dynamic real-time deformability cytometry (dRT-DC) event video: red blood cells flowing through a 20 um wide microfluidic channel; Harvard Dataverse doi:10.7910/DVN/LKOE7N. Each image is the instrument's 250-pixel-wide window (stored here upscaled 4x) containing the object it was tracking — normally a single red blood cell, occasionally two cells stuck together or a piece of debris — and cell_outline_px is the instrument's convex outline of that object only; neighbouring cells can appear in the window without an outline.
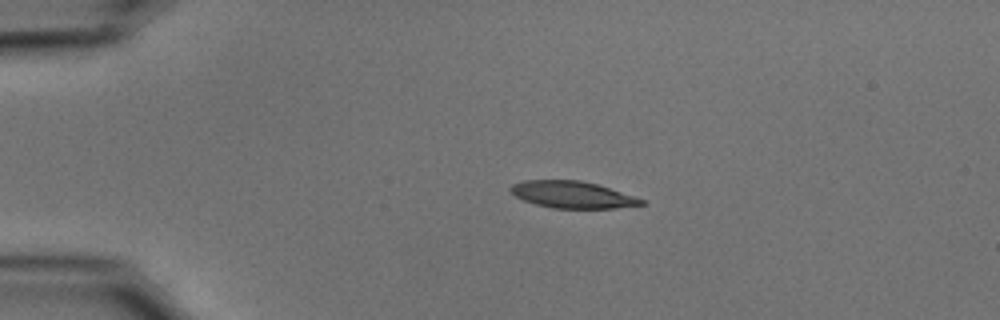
{"species": "common noctule bat (a hibernating species)", "species_latin": "Nyctalus noctula", "temperature_condition": "cold", "stored_images_in_passage": 43, "camera_frame_rate_fps": 3000, "um_per_image_px": 0.085, "animal": {"sex": "male", "body_mass_g": 15.6}, "frame": {"image": 1, "passage_image": 1, "time_ms": 0.0, "image_size_px": [1000, 320], "cell_outline_px": [[648, 204], [616, 208], [552, 208], [536, 204], [524, 200], [516, 196], [508, 188], [512, 184], [524, 180], [580, 180], [596, 184], [644, 200]], "centroid_in_image_um": [48.63, 16.55], "position_along_channel_um": 36.4, "area_um2": 20.23}}
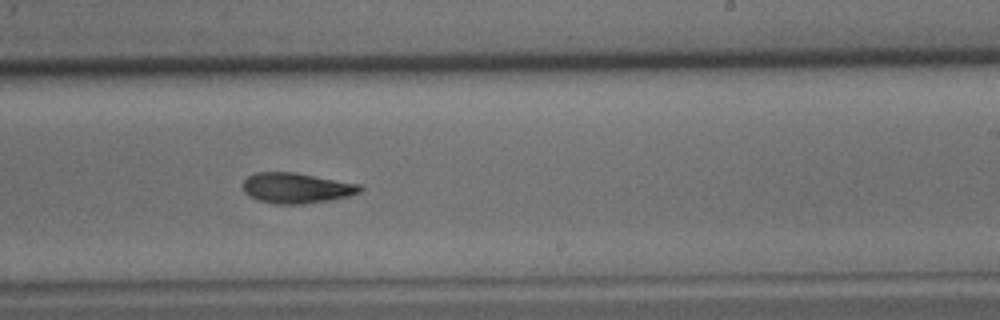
{"frame": {"image": 2, "passage_image": 23, "time_ms": 7.333, "image_size_px": [1000, 320], "cell_outline_px": [[364, 188], [360, 192], [348, 196], [328, 200], [300, 204], [276, 204], [256, 200], [248, 196], [244, 192], [244, 180], [248, 176], [256, 172], [296, 172], [360, 184]], "centroid_in_image_um": [25.19, 15.97], "position_along_channel_um": 263.8, "area_um2": 20.81}}
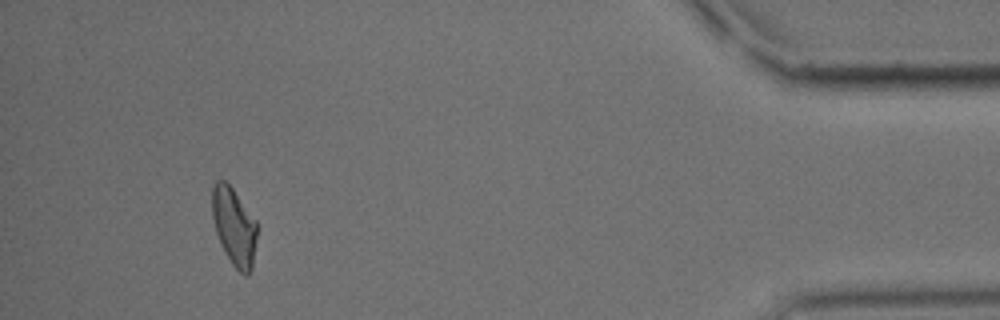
{"frame": {"image": 3, "passage_image": 40, "time_ms": 13.0, "image_size_px": [1000, 320], "cell_outline_px": [[256, 240], [252, 268], [248, 276], [244, 276], [232, 264], [220, 244], [216, 232], [212, 216], [212, 184], [216, 180], [224, 180], [232, 188], [256, 220]], "centroid_in_image_um": [19.88, 19.26], "position_along_channel_um": 415.3, "area_um2": 20.29}, "authors_computed_cell_mechanics": {"area_um2": 20.808, "velocity_mm_per_s": 3.6969, "shape_relaxation_time_tau1_ms": 6.0431, "shape_relaxation_time_tau2_ms": 9.1969, "deformation_change_tau1": 0.1838, "deformation_change_tau2": 0.1742}}